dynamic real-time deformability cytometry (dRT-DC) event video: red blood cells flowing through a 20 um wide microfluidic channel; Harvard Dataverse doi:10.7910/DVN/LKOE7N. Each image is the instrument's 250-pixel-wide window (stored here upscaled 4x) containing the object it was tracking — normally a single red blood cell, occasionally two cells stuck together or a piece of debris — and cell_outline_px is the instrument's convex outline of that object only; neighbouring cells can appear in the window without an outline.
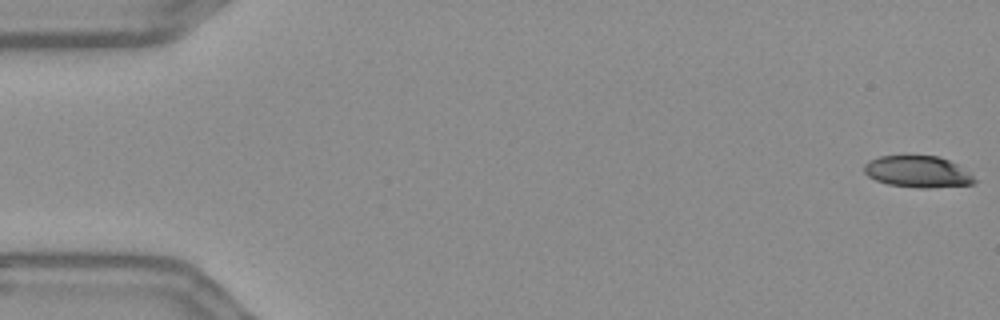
{"species": "Egyptian fruit bat (a non-hibernating species)", "species_latin": "Rousettus aegyptiacus", "temperature_condition": "warm", "stored_images_in_passage": 56, "camera_frame_rate_fps": 3000, "um_per_image_px": 0.085, "frame": {"image": 1, "passage_image": 1, "time_ms": 0.0, "image_size_px": [1000, 320], "cell_outline_px": [[976, 180], [972, 184], [928, 188], [920, 188], [888, 184], [876, 180], [868, 176], [864, 172], [864, 164], [868, 160], [880, 156], [940, 156], [956, 164], [972, 176]], "centroid_in_image_um": [77.96, 14.59], "position_along_channel_um": 7.0, "area_um2": 20.06}}
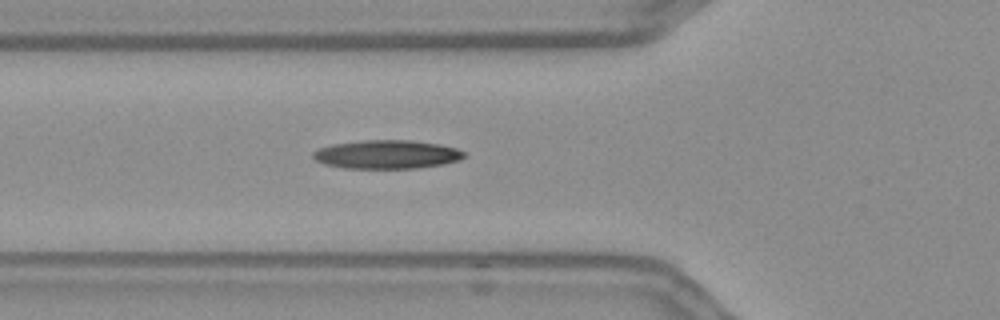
{"frame": {"image": 2, "passage_image": 20, "time_ms": 6.333, "image_size_px": [1000, 320], "cell_outline_px": [[468, 156], [460, 160], [444, 164], [416, 168], [344, 168], [324, 164], [316, 160], [312, 156], [312, 152], [320, 148], [332, 144], [364, 140], [412, 140], [440, 144], [456, 148], [464, 152]], "centroid_in_image_um": [32.91, 13.12], "position_along_channel_um": 92.9, "area_um2": 25.32}}
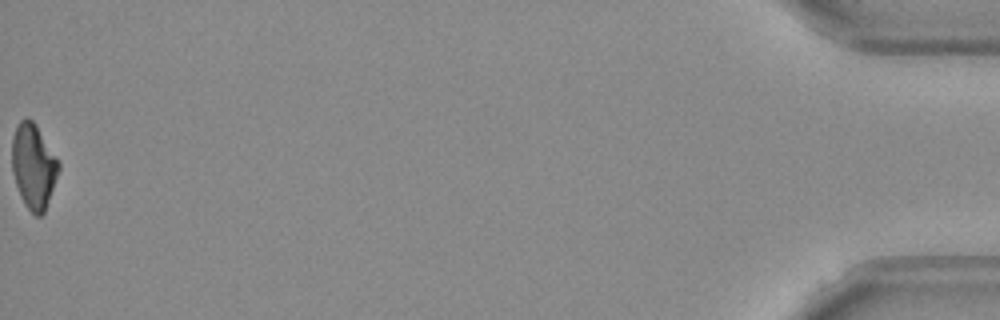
{"frame": {"image": 3, "passage_image": 56, "time_ms": 18.333, "image_size_px": [1000, 320], "cell_outline_px": [[60, 168], [44, 212], [40, 216], [36, 216], [24, 204], [20, 196], [12, 172], [12, 136], [16, 124], [24, 116], [28, 116], [36, 124], [60, 164]], "centroid_in_image_um": [2.82, 14.08], "position_along_channel_um": 432.4, "area_um2": 23.06}}